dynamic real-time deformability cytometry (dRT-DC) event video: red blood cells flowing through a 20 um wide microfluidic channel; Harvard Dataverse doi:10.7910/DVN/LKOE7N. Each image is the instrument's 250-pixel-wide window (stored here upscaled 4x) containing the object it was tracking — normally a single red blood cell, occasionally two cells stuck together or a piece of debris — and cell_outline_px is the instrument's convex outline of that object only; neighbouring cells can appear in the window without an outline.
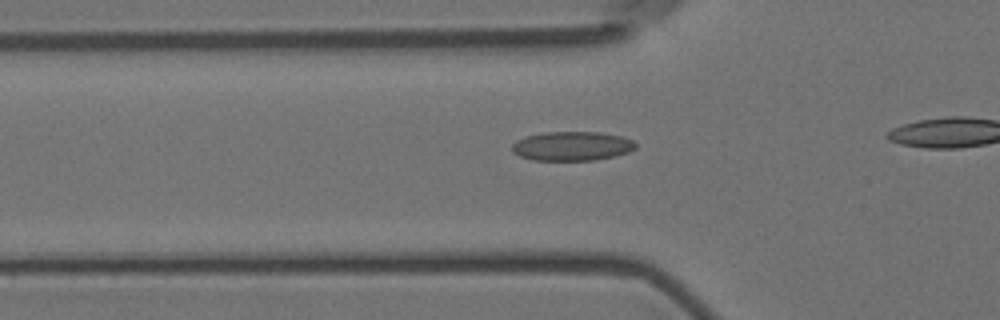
{"species": "Egyptian fruit bat (a non-hibernating species)", "species_latin": "Rousettus aegyptiacus", "temperature_condition": "room temperature", "stored_images_in_passage": 26, "camera_frame_rate_fps": 3000, "um_per_image_px": 0.085, "animal": {"sex": "female"}, "frame": {"image": 1, "passage_image": 14, "time_ms": 4.333, "image_size_px": [1000, 320], "cell_outline_px": [[636, 148], [628, 152], [612, 156], [592, 160], [532, 160], [520, 156], [512, 152], [512, 144], [516, 140], [524, 136], [544, 132], [600, 132], [620, 136], [632, 140], [636, 144]], "centroid_in_image_um": [48.57, 12.41], "position_along_channel_um": 77.2, "area_um2": 20.98}}
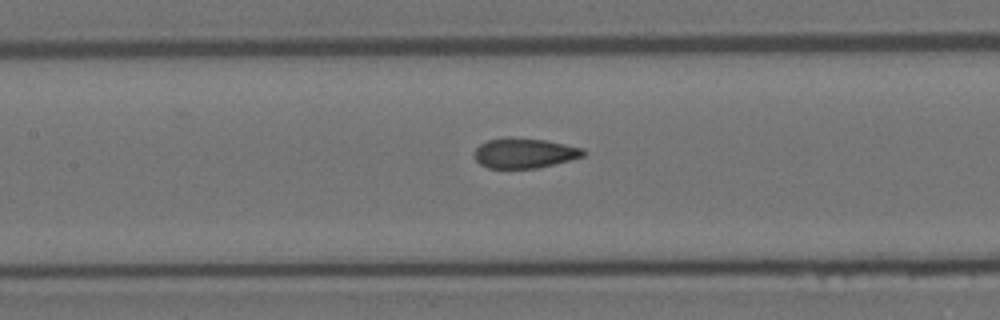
{"frame": {"image": 2, "passage_image": 21, "time_ms": 6.667, "image_size_px": [1000, 320], "cell_outline_px": [[584, 156], [536, 168], [488, 168], [480, 164], [476, 160], [476, 148], [480, 144], [488, 140], [504, 136], [512, 136], [548, 140], [584, 148]], "centroid_in_image_um": [44.56, 12.98], "position_along_channel_um": 162.8, "area_um2": 19.13}}
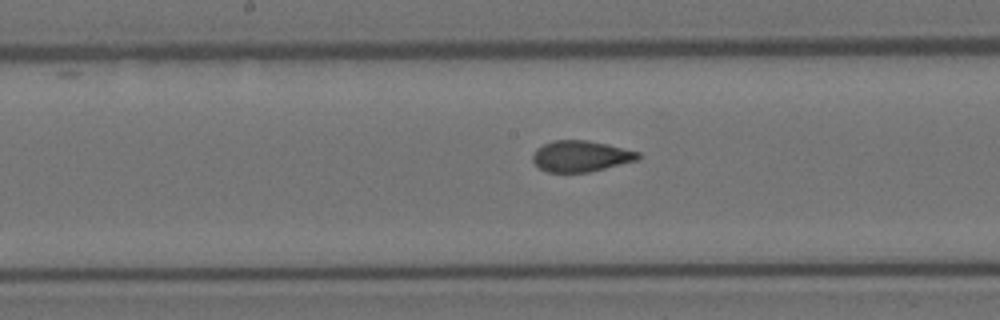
{"frame": {"image": 3, "passage_image": 24, "time_ms": 7.667, "image_size_px": [1000, 320], "cell_outline_px": [[640, 156], [636, 160], [588, 172], [548, 172], [540, 168], [532, 160], [532, 156], [536, 148], [552, 140], [588, 140], [640, 152]], "centroid_in_image_um": [49.33, 13.26], "position_along_channel_um": 198.9, "area_um2": 18.84}}